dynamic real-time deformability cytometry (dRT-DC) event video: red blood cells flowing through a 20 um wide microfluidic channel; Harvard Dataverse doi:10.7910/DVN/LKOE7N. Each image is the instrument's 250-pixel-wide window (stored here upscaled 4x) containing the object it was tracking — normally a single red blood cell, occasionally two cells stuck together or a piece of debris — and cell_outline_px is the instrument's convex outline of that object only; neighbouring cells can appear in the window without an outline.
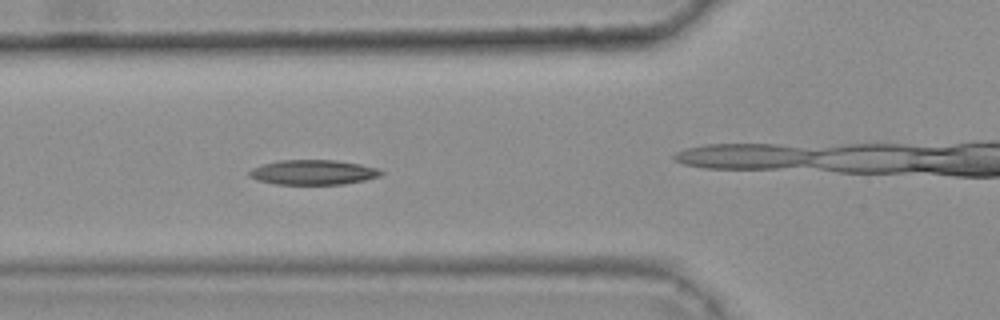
{"species": "common noctule bat (a hibernating species)", "species_latin": "Nyctalus noctula", "temperature_condition": "warm", "stored_images_in_passage": 39, "camera_frame_rate_fps": 3000, "um_per_image_px": 0.085, "animal": {"sex": "female", "body_mass_g": 25.1}, "frame": {"image": 1, "passage_image": 12, "time_ms": 3.667, "image_size_px": [1000, 320], "cell_outline_px": [[384, 172], [380, 176], [364, 180], [344, 184], [276, 184], [256, 180], [248, 176], [248, 172], [252, 168], [264, 164], [280, 160], [336, 160], [360, 164], [380, 168]], "centroid_in_image_um": [26.63, 14.64], "position_along_channel_um": 99.2, "area_um2": 19.13}, "authors_computed_cell_mechanics": {"area_um2": 18.785, "velocity_mm_per_s": 3.7583, "shape_relaxation_time_tau1_ms": 11.0429, "shape_relaxation_time_tau2_ms": 4.6308, "deformation_change_tau1": 0.2422, "deformation_change_tau2": 0.1116}}